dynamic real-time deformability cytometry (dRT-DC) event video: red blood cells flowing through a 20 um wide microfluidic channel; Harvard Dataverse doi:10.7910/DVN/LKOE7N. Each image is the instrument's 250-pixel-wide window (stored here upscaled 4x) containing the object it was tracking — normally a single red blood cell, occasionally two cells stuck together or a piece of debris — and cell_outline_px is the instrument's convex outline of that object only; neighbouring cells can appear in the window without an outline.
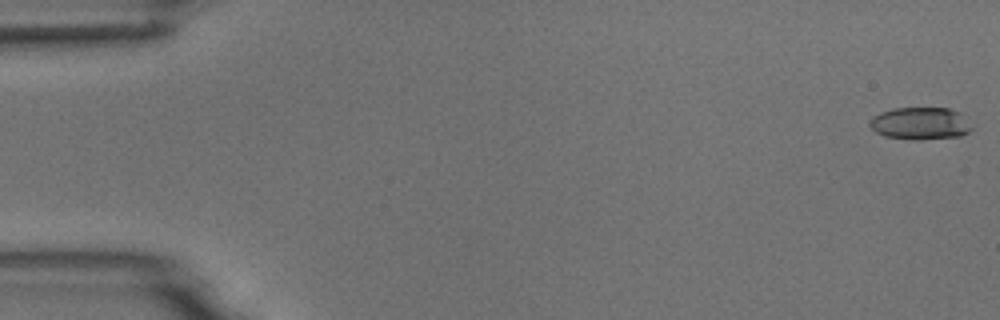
{"species": "common noctule bat (a hibernating species)", "species_latin": "Nyctalus noctula", "temperature_condition": "room temperature", "stored_images_in_passage": 6, "camera_frame_rate_fps": 3000, "um_per_image_px": 0.085, "animal": {"sex": "male", "body_mass_g": 18.8}, "frame": {"image": 1, "passage_image": 1, "time_ms": 0.0, "image_size_px": [1000, 320], "cell_outline_px": [[972, 128], [968, 132], [960, 136], [920, 140], [912, 140], [884, 136], [876, 132], [868, 124], [872, 116], [880, 112], [896, 108], [948, 108], [960, 112]], "centroid_in_image_um": [78.19, 10.5], "position_along_channel_um": 6.8, "area_um2": 19.25}}
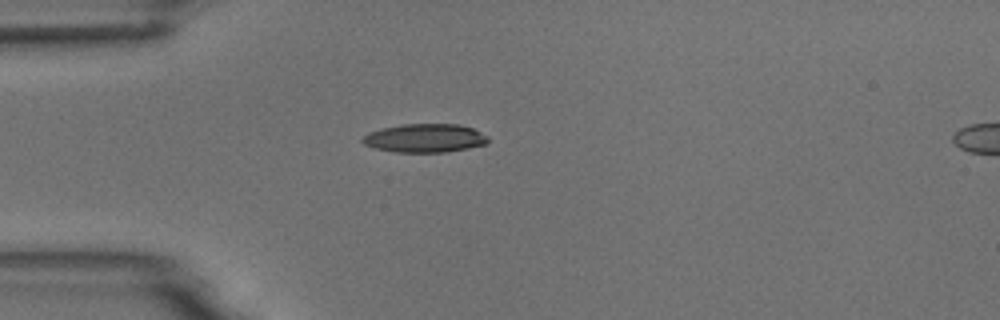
{"frame": {"image": 2, "passage_image": 5, "time_ms": 4.667, "image_size_px": [1000, 320], "cell_outline_px": [[488, 144], [468, 148], [444, 152], [396, 152], [376, 148], [364, 144], [360, 140], [368, 132], [380, 128], [400, 124], [456, 124], [472, 128], [488, 136]], "centroid_in_image_um": [36.1, 11.73], "position_along_channel_um": 48.9, "area_um2": 20.92}}